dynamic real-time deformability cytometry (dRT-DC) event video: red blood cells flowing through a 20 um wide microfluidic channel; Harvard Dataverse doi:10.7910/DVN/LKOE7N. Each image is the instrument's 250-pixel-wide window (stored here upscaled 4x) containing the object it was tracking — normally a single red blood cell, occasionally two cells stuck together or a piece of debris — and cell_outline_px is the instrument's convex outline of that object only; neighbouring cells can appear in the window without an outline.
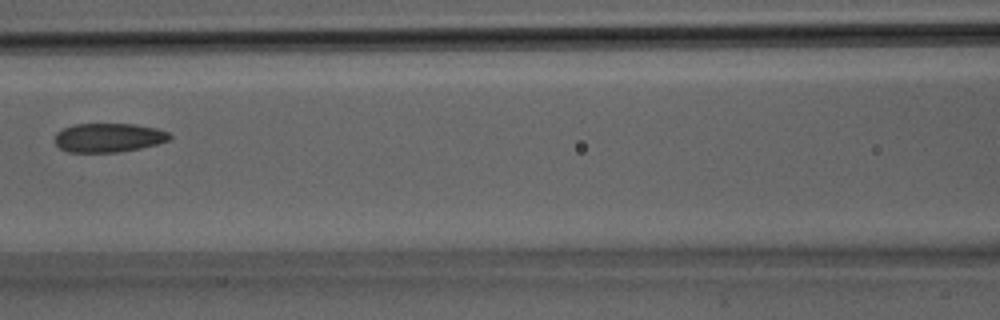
{"species": "Egyptian fruit bat (a non-hibernating species)", "species_latin": "Rousettus aegyptiacus", "temperature_condition": "room temperature", "stored_images_in_passage": 11, "camera_frame_rate_fps": 3000, "um_per_image_px": 0.085, "animal": {"sex": "male"}, "frame": {"image": 1, "passage_image": 8, "time_ms": 2.333, "image_size_px": [1000, 320], "cell_outline_px": [[172, 140], [140, 148], [120, 152], [68, 152], [60, 148], [56, 144], [56, 132], [64, 128], [76, 124], [132, 124], [156, 128], [168, 132], [172, 136]], "centroid_in_image_um": [9.26, 11.7], "position_along_channel_um": 157.3, "area_um2": 19.36}}